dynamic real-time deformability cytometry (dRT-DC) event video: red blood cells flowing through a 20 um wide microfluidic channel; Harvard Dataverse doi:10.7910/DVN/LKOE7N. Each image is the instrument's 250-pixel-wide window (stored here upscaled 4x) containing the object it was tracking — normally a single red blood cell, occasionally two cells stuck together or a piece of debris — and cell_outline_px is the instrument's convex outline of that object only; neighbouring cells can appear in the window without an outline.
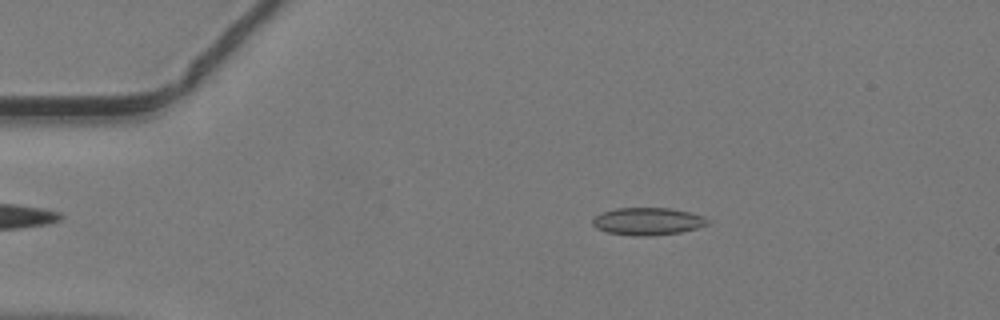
{"species": "common noctule bat (a hibernating species)", "species_latin": "Nyctalus noctula", "temperature_condition": "warm", "stored_images_in_passage": 41, "camera_frame_rate_fps": 3000, "um_per_image_px": 0.085, "animal": {"sex": "male", "body_mass_g": 19.2, "forearm_length_mm": 51.8}, "frame": {"image": 1, "passage_image": 2, "time_ms": 0.333, "image_size_px": [1000, 320], "cell_outline_px": [[708, 224], [696, 228], [680, 232], [648, 236], [632, 236], [608, 232], [596, 228], [592, 224], [592, 220], [596, 216], [604, 212], [616, 208], [668, 208], [688, 212], [704, 216], [708, 220]], "centroid_in_image_um": [55.04, 18.82], "position_along_channel_um": 30.0, "area_um2": 18.21}}
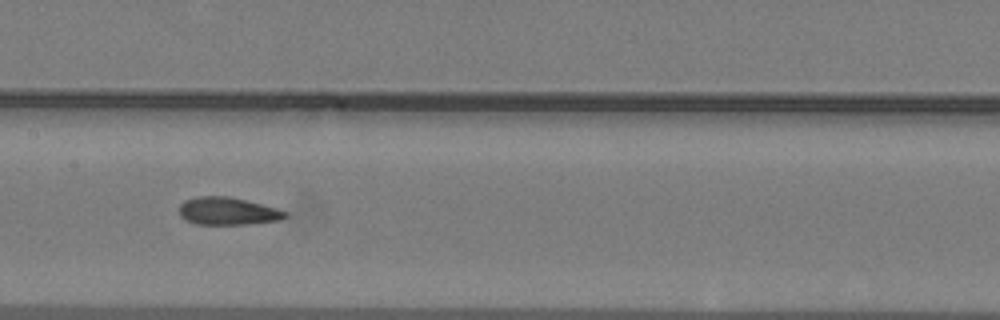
{"frame": {"image": 2, "passage_image": 17, "time_ms": 5.333, "image_size_px": [1000, 320], "cell_outline_px": [[288, 216], [280, 220], [244, 224], [196, 224], [180, 216], [180, 204], [184, 200], [196, 196], [228, 196], [276, 208], [288, 212]], "centroid_in_image_um": [19.34, 17.94], "position_along_channel_um": 188.1, "area_um2": 16.88}}
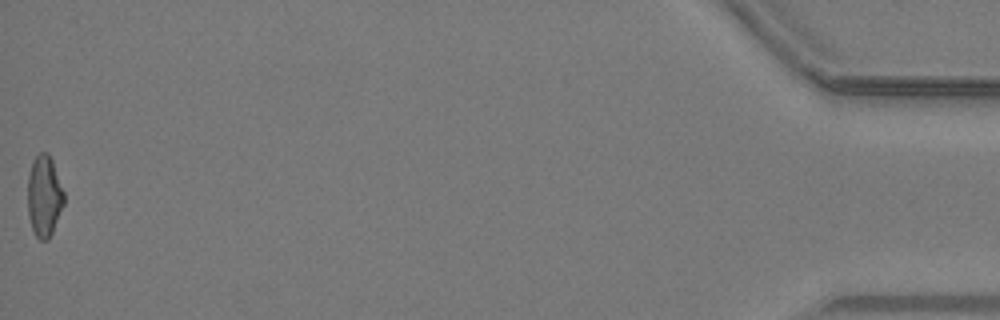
{"frame": {"image": 3, "passage_image": 41, "time_ms": 13.333, "image_size_px": [1000, 320], "cell_outline_px": [[64, 204], [52, 232], [48, 240], [40, 240], [36, 236], [32, 228], [28, 216], [28, 176], [32, 160], [40, 152], [48, 152], [52, 160], [64, 192]], "centroid_in_image_um": [3.75, 16.66], "position_along_channel_um": 431.4, "area_um2": 17.17}}